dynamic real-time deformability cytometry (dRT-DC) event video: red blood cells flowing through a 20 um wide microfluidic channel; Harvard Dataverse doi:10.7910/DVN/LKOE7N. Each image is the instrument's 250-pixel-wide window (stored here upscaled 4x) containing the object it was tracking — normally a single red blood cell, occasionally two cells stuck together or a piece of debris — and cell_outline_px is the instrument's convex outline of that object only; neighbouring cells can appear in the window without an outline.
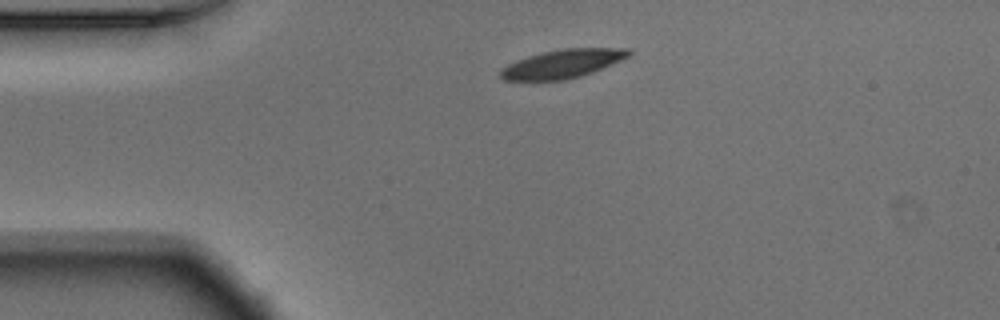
{"species": "Egyptian fruit bat (a non-hibernating species)", "species_latin": "Rousettus aegyptiacus", "temperature_condition": "warm", "stored_images_in_passage": 43, "camera_frame_rate_fps": 3000, "um_per_image_px": 0.085, "animal": {"sex": "male"}, "frame": {"image": 1, "passage_image": 1, "time_ms": 0.0, "image_size_px": [1000, 320], "cell_outline_px": [[632, 56], [592, 72], [580, 76], [564, 80], [504, 80], [500, 76], [500, 68], [508, 64], [528, 56], [560, 48], [628, 48], [632, 52]], "centroid_in_image_um": [47.85, 5.41], "position_along_channel_um": 37.2, "area_um2": 21.33}}
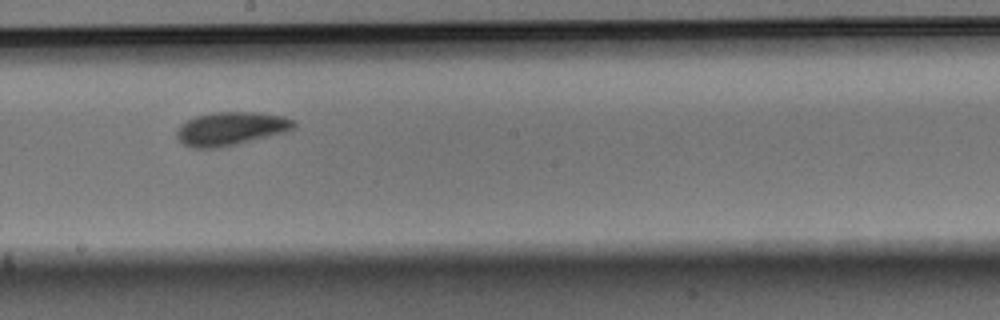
{"frame": {"image": 2, "passage_image": 19, "time_ms": 6.0, "image_size_px": [1000, 320], "cell_outline_px": [[296, 128], [284, 132], [220, 148], [192, 148], [184, 144], [176, 136], [176, 132], [180, 124], [196, 116], [216, 112], [260, 112], [284, 116], [292, 120], [296, 124]], "centroid_in_image_um": [19.62, 10.93], "position_along_channel_um": 228.6, "area_um2": 22.72}}
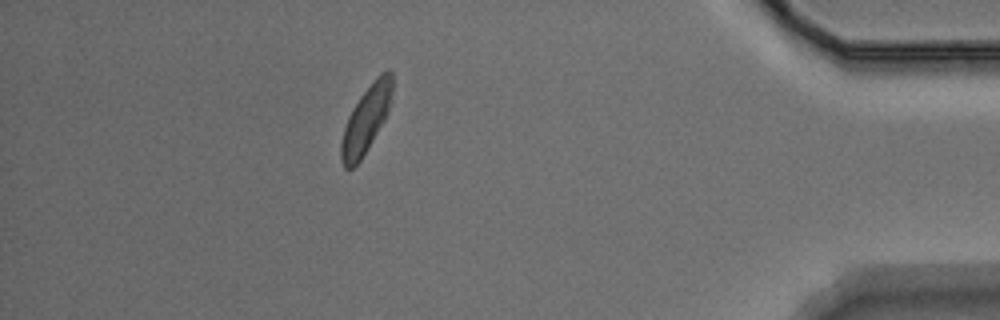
{"frame": {"image": 3, "passage_image": 37, "time_ms": 12.0, "image_size_px": [1000, 320], "cell_outline_px": [[392, 92], [388, 112], [384, 120], [360, 160], [352, 168], [344, 168], [340, 156], [340, 144], [344, 128], [348, 116], [352, 108], [360, 96], [376, 76], [380, 72], [388, 68], [392, 72]], "centroid_in_image_um": [31.11, 10.1], "position_along_channel_um": 404.1, "area_um2": 19.71}, "authors_computed_cell_mechanics": {"area_um2": 21.5594, "velocity_mm_per_s": 3.7071, "shape_relaxation_time_tau1_ms": 3.5161, "shape_relaxation_time_tau2_ms": 4.439, "deformation_change_tau1": 0.1207, "deformation_change_tau2": 0.0948}}